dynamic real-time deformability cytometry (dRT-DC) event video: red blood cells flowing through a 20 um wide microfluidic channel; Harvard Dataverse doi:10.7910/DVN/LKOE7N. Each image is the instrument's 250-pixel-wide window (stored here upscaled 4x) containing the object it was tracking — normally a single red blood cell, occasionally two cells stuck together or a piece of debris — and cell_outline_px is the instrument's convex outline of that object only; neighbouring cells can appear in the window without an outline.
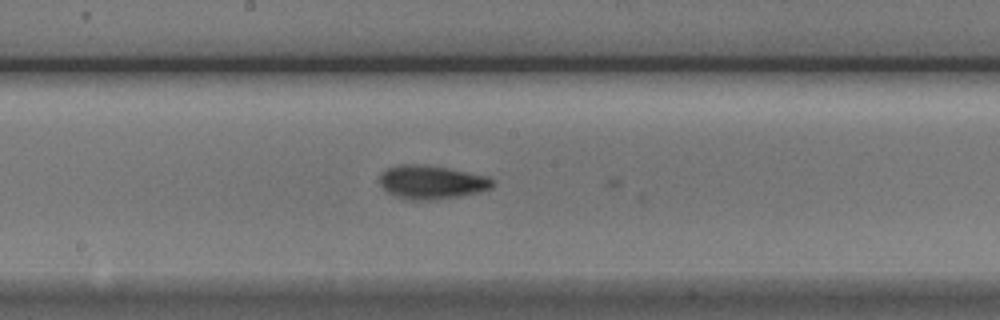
{"species": "Egyptian fruit bat (a non-hibernating species)", "species_latin": "Rousettus aegyptiacus", "temperature_condition": "cold", "stored_images_in_passage": 14, "camera_frame_rate_fps": 3000, "um_per_image_px": 0.085, "animal": {"sex": "male"}, "frame": {"image": 1, "passage_image": 12, "time_ms": 3.667, "image_size_px": [1000, 320], "cell_outline_px": [[496, 184], [492, 188], [480, 192], [456, 196], [428, 200], [412, 200], [396, 196], [388, 192], [380, 184], [380, 172], [388, 168], [400, 164], [424, 164], [448, 168], [488, 176]], "centroid_in_image_um": [36.69, 15.47], "position_along_channel_um": 211.5, "area_um2": 22.08}}